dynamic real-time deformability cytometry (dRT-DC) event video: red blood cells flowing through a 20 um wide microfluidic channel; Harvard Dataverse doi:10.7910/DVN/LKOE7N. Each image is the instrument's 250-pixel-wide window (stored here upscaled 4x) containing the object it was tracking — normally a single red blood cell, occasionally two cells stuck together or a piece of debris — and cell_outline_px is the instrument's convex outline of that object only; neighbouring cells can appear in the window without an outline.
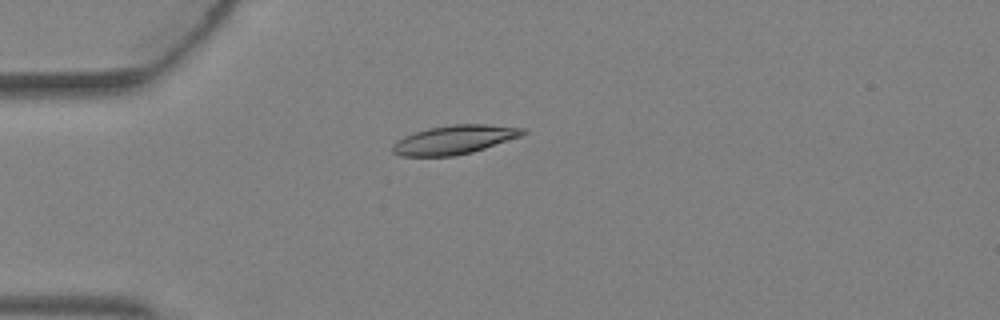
{"species": "Egyptian fruit bat (a non-hibernating species)", "species_latin": "Rousettus aegyptiacus", "temperature_condition": "warm", "stored_images_in_passage": 2, "camera_frame_rate_fps": 3000, "um_per_image_px": 0.085, "animal": {"sex": "female"}, "frame": {"image": 1, "passage_image": 1, "time_ms": 0.0, "image_size_px": [1000, 320], "cell_outline_px": [[528, 132], [520, 136], [472, 152], [452, 156], [400, 156], [392, 152], [392, 144], [396, 140], [404, 136], [428, 128], [456, 124], [484, 124], [524, 128]], "centroid_in_image_um": [38.58, 11.87], "position_along_channel_um": 46.4, "area_um2": 21.73}}